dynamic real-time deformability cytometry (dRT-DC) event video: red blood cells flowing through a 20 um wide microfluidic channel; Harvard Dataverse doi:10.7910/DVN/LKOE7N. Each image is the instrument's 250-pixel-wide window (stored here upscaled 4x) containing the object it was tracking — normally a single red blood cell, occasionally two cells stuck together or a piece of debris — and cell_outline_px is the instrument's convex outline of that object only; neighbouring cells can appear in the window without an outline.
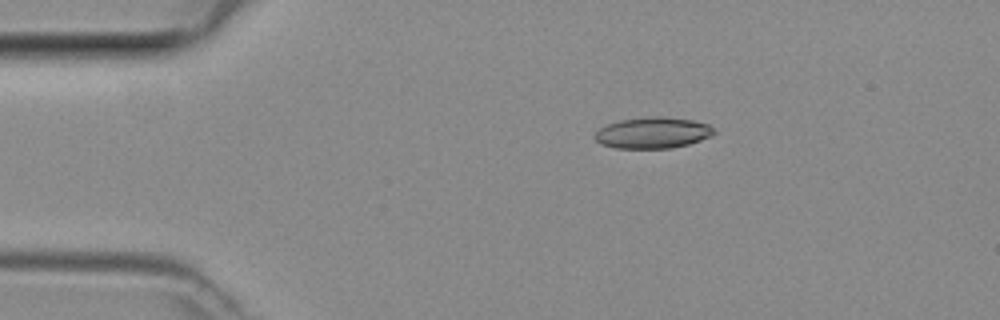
{"species": "common noctule bat (a hibernating species)", "species_latin": "Nyctalus noctula", "temperature_condition": "room temperature", "stored_images_in_passage": 2, "camera_frame_rate_fps": 3000, "um_per_image_px": 0.085, "animal": {"sex": "female", "body_mass_g": 29.2, "forearm_length_mm": 56.3}, "frame": {"image": 1, "passage_image": 1, "time_ms": 0.0, "image_size_px": [1000, 320], "cell_outline_px": [[716, 132], [712, 136], [688, 144], [668, 148], [616, 148], [600, 144], [592, 136], [600, 128], [608, 124], [620, 120], [652, 116], [660, 116], [692, 120], [708, 124]], "centroid_in_image_um": [55.47, 11.29], "position_along_channel_um": 29.5, "area_um2": 21.56}}